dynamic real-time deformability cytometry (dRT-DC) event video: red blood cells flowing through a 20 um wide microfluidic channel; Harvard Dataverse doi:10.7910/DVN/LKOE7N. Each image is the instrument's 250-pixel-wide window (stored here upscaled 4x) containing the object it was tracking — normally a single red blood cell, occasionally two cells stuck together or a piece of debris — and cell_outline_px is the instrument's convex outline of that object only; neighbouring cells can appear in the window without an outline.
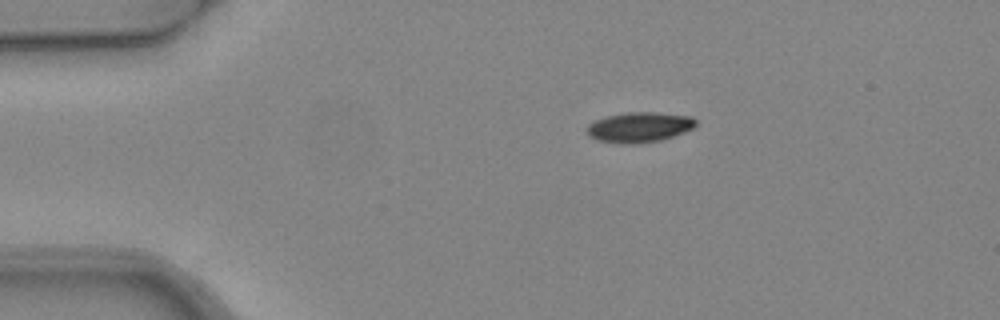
{"species": "common noctule bat (a hibernating species)", "species_latin": "Nyctalus noctula", "temperature_condition": "warm", "stored_images_in_passage": 2, "camera_frame_rate_fps": 3000, "um_per_image_px": 0.085, "animal": {"sex": "female", "body_mass_g": 24.6, "forearm_length_mm": 56.2}, "frame": {"image": 1, "passage_image": 1, "time_ms": 0.0, "image_size_px": [1000, 320], "cell_outline_px": [[696, 124], [692, 128], [684, 132], [660, 140], [636, 144], [620, 144], [596, 140], [588, 136], [588, 124], [596, 120], [608, 116], [628, 112], [652, 112], [692, 116], [696, 120]], "centroid_in_image_um": [54.33, 10.82], "position_along_channel_um": 30.7, "area_um2": 19.07}}